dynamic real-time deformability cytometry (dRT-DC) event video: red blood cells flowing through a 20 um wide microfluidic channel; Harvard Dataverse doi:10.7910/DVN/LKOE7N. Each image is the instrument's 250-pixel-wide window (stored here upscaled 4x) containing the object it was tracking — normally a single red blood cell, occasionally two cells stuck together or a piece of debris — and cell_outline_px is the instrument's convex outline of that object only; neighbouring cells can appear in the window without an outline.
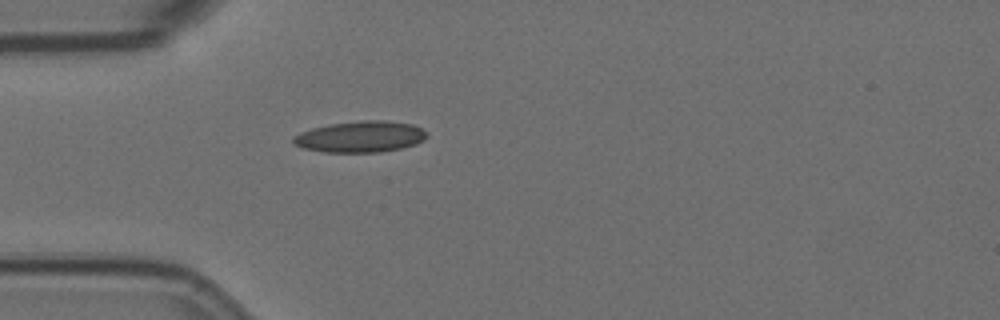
{"species": "Egyptian fruit bat (a non-hibernating species)", "species_latin": "Rousettus aegyptiacus", "temperature_condition": "room temperature", "stored_images_in_passage": 41, "camera_frame_rate_fps": 3000, "um_per_image_px": 0.085, "animal": {"sex": "female"}, "frame": {"image": 1, "passage_image": 1, "time_ms": 0.0, "image_size_px": [1000, 320], "cell_outline_px": [[428, 136], [424, 140], [416, 144], [400, 148], [380, 152], [324, 152], [304, 148], [292, 144], [292, 136], [300, 132], [312, 128], [332, 124], [364, 120], [380, 120], [412, 124], [428, 132]], "centroid_in_image_um": [30.62, 11.62], "position_along_channel_um": 54.4, "area_um2": 24.28}}
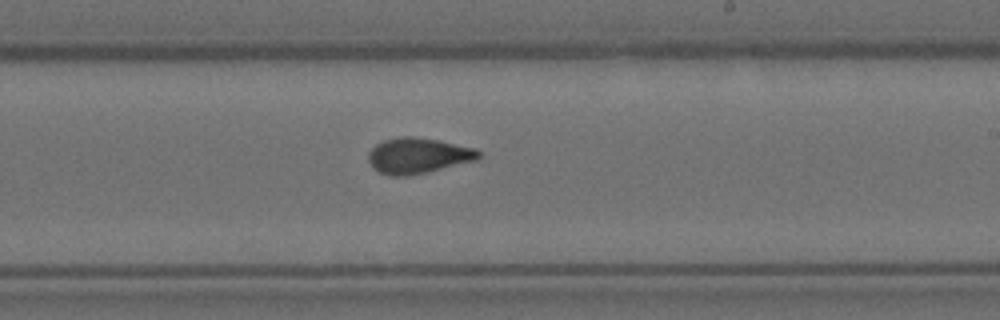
{"frame": {"image": 2, "passage_image": 18, "time_ms": 5.667, "image_size_px": [1000, 320], "cell_outline_px": [[480, 156], [476, 160], [428, 172], [408, 176], [388, 176], [372, 168], [368, 160], [368, 152], [376, 144], [384, 140], [400, 136], [412, 136], [440, 140], [476, 148], [480, 152]], "centroid_in_image_um": [35.52, 13.23], "position_along_channel_um": 253.5, "area_um2": 23.12}}
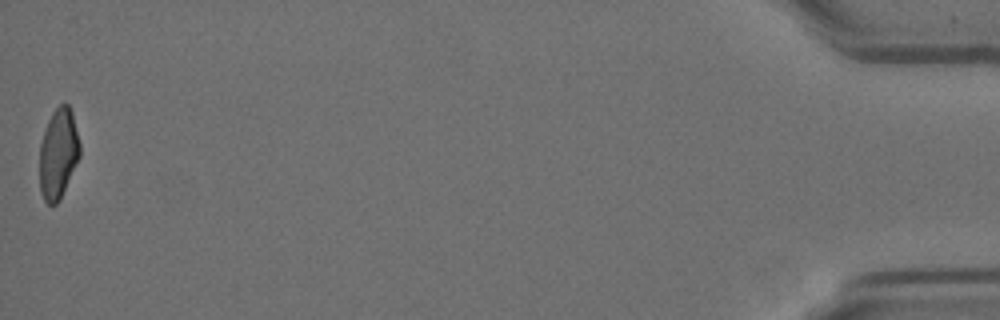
{"frame": {"image": 3, "passage_image": 41, "time_ms": 13.333, "image_size_px": [1000, 320], "cell_outline_px": [[80, 156], [60, 200], [56, 204], [48, 204], [44, 200], [40, 192], [40, 144], [48, 120], [52, 112], [64, 100], [68, 104], [72, 112], [80, 144]], "centroid_in_image_um": [4.96, 13.05], "position_along_channel_um": 430.2, "area_um2": 21.21}, "authors_computed_cell_mechanics": {"area_um2": 22.1374, "velocity_mm_per_s": 3.6036, "shape_relaxation_time_tau1_ms": 10.072, "shape_relaxation_time_tau2_ms": 1.3877, "deformation_change_tau1": 0.2493, "deformation_change_tau2": 0.0896}}